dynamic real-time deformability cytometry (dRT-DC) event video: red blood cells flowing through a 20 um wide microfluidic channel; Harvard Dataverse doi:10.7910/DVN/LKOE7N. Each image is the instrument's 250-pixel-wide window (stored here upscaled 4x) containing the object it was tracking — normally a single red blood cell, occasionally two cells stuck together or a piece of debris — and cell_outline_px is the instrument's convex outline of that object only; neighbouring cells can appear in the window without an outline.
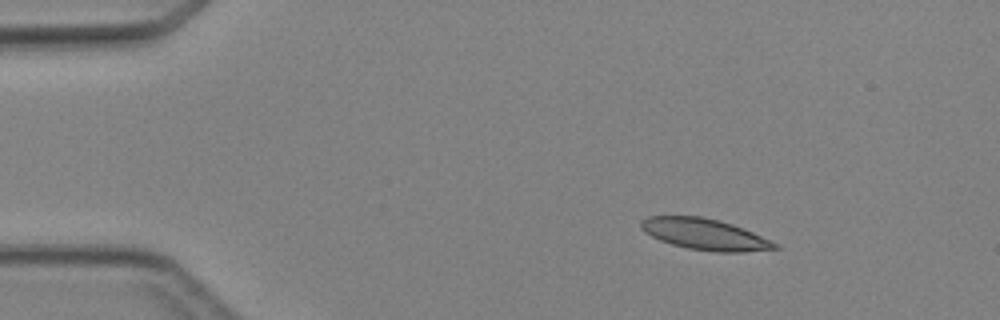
{"species": "Egyptian fruit bat (a non-hibernating species)", "species_latin": "Rousettus aegyptiacus", "temperature_condition": "cold", "stored_images_in_passage": 3, "camera_frame_rate_fps": 3000, "um_per_image_px": 0.085, "animal": {"sex": "female"}, "frame": {"image": 1, "passage_image": 1, "time_ms": 0.0, "image_size_px": [1000, 320], "cell_outline_px": [[780, 248], [744, 252], [716, 252], [688, 248], [672, 244], [660, 240], [644, 232], [640, 228], [640, 220], [648, 216], [700, 216], [720, 220], [732, 224], [752, 232], [780, 244]], "centroid_in_image_um": [59.9, 19.91], "position_along_channel_um": 25.1, "area_um2": 24.33}}
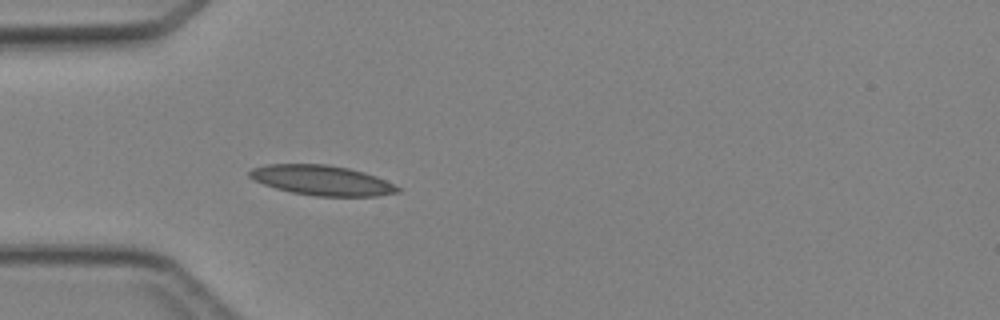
{"frame": {"image": 2, "passage_image": 3, "time_ms": 2.333, "image_size_px": [1000, 320], "cell_outline_px": [[400, 192], [376, 196], [316, 196], [292, 192], [276, 188], [252, 180], [248, 176], [248, 172], [252, 168], [268, 164], [328, 164], [348, 168], [364, 172], [376, 176], [400, 188]], "centroid_in_image_um": [27.33, 15.32], "position_along_channel_um": 57.7, "area_um2": 25.78}}